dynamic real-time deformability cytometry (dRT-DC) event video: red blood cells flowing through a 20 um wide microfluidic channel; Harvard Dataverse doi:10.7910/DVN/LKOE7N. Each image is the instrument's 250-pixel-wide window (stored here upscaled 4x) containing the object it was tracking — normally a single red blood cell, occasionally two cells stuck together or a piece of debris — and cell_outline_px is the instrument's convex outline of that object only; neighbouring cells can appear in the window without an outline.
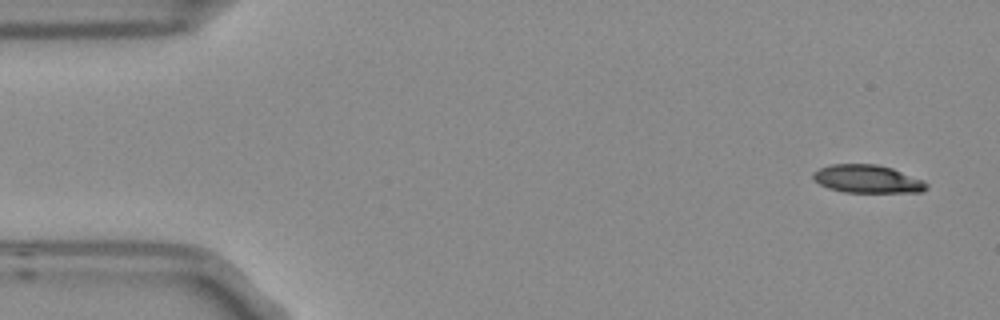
{"species": "Egyptian fruit bat (a non-hibernating species)", "species_latin": "Rousettus aegyptiacus", "temperature_condition": "room temperature", "stored_images_in_passage": 9, "camera_frame_rate_fps": 3000, "um_per_image_px": 0.085, "frame": {"image": 1, "passage_image": 1, "time_ms": 0.0, "image_size_px": [1000, 320], "cell_outline_px": [[928, 188], [920, 192], [844, 192], [828, 188], [812, 180], [812, 172], [828, 164], [876, 164], [892, 168], [924, 180], [928, 184]], "centroid_in_image_um": [73.7, 15.21], "position_along_channel_um": 11.3, "area_um2": 18.67}}
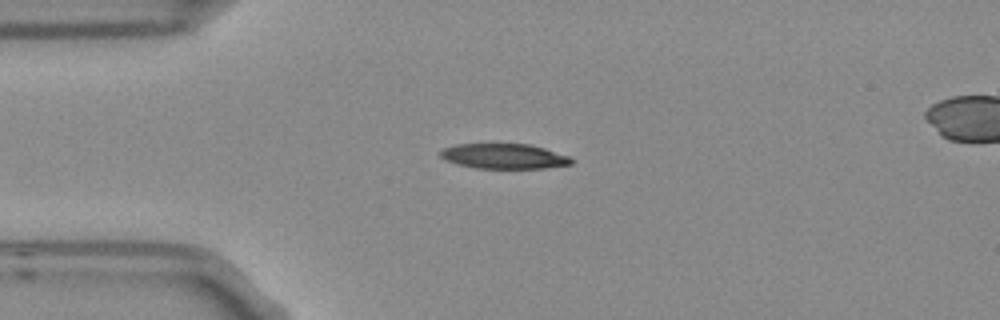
{"frame": {"image": 2, "passage_image": 3, "time_ms": 0.667, "image_size_px": [1000, 320], "cell_outline_px": [[576, 160], [572, 164], [544, 168], [476, 168], [460, 164], [448, 160], [440, 156], [440, 152], [444, 148], [456, 144], [528, 144], [544, 148], [568, 156]], "centroid_in_image_um": [42.89, 13.28], "position_along_channel_um": 42.1, "area_um2": 18.9}}
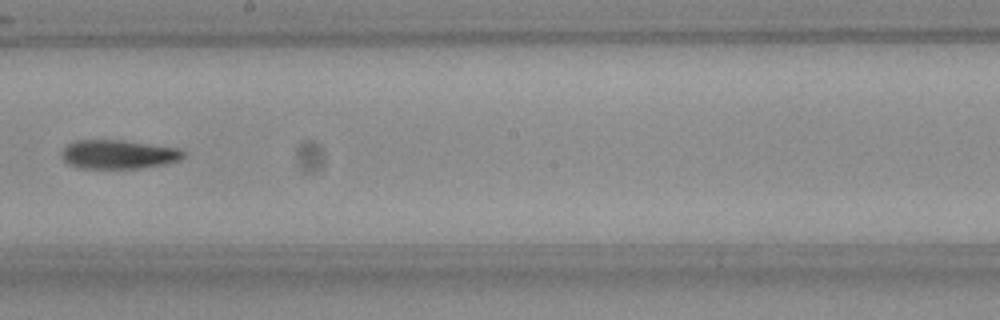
{"frame": {"image": 3, "passage_image": 8, "time_ms": 2.333, "image_size_px": [1000, 320], "cell_outline_px": [[184, 156], [176, 160], [164, 164], [136, 168], [80, 168], [68, 164], [64, 160], [64, 148], [68, 144], [76, 140], [124, 140], [176, 148], [184, 152]], "centroid_in_image_um": [10.04, 13.11], "position_along_channel_um": 238.2, "area_um2": 20.06}}